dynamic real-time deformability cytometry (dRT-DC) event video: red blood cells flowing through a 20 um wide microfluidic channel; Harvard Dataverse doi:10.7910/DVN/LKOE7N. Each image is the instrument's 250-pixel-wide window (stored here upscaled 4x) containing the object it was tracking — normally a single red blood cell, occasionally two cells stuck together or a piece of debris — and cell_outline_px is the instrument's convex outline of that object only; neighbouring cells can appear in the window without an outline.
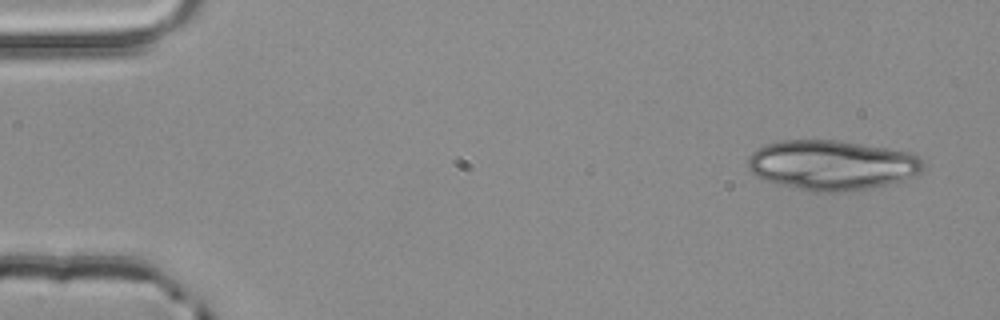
{"species": "common noctule bat (a hibernating species)", "species_latin": "Nyctalus noctula", "temperature_condition": "room temperature", "stored_images_in_passage": 5, "camera_frame_rate_fps": 3000, "um_per_image_px": 0.085, "animal": {"sex": "male", "body_mass_g": 20.4}, "frame": {"image": 1, "passage_image": 1, "time_ms": 0.0, "image_size_px": [1000, 320], "cell_outline_px": [[924, 168], [916, 176], [904, 180], [888, 184], [868, 188], [844, 192], [816, 192], [764, 180], [756, 176], [748, 168], [748, 160], [752, 152], [764, 144], [784, 140], [836, 140], [888, 148], [908, 152], [920, 156], [924, 160]], "centroid_in_image_um": [70.74, 14.03], "position_along_channel_um": 14.3, "area_um2": 51.04}}